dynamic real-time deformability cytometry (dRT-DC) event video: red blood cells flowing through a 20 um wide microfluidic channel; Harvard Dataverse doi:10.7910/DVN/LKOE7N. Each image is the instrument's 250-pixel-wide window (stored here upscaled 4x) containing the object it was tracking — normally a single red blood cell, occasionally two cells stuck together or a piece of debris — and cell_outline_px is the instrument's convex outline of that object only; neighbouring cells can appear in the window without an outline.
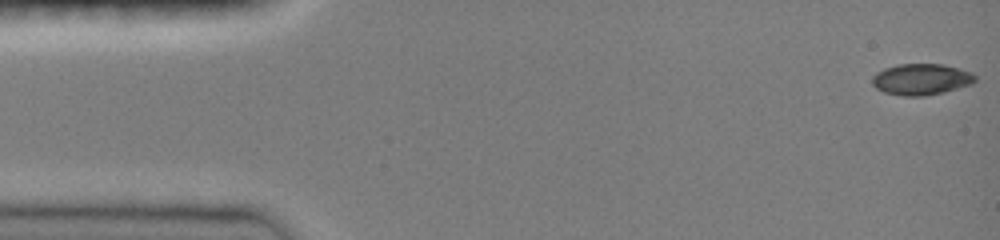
{"species": "common noctule bat (a hibernating species)", "species_latin": "Nyctalus noctula", "temperature_condition": "room temperature", "stored_images_in_passage": 25, "camera_frame_rate_fps": 3000, "um_per_image_px": 0.085, "animal": {"sex": "female", "body_mass_g": 19.0, "forearm_length_mm": 51.5}, "frame": {"image": 1, "passage_image": 1, "time_ms": 0.0, "image_size_px": [1000, 240], "cell_outline_px": [[976, 80], [972, 84], [944, 92], [924, 96], [904, 96], [884, 92], [876, 88], [872, 84], [872, 76], [876, 72], [884, 68], [896, 64], [944, 64], [972, 72], [976, 76]], "centroid_in_image_um": [78.3, 6.73], "position_along_channel_um": 6.7, "area_um2": 18.9}}
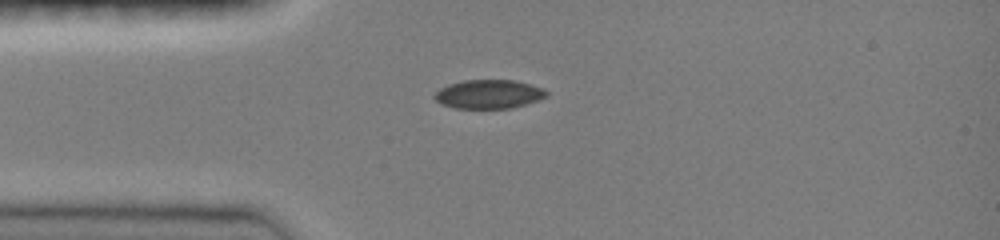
{"frame": {"image": 2, "passage_image": 20, "time_ms": 3.667, "image_size_px": [1000, 240], "cell_outline_px": [[548, 96], [512, 108], [456, 108], [440, 104], [432, 96], [440, 88], [448, 84], [464, 80], [516, 80], [544, 88], [548, 92]], "centroid_in_image_um": [41.53, 7.99], "position_along_channel_um": 43.5, "area_um2": 18.84}}